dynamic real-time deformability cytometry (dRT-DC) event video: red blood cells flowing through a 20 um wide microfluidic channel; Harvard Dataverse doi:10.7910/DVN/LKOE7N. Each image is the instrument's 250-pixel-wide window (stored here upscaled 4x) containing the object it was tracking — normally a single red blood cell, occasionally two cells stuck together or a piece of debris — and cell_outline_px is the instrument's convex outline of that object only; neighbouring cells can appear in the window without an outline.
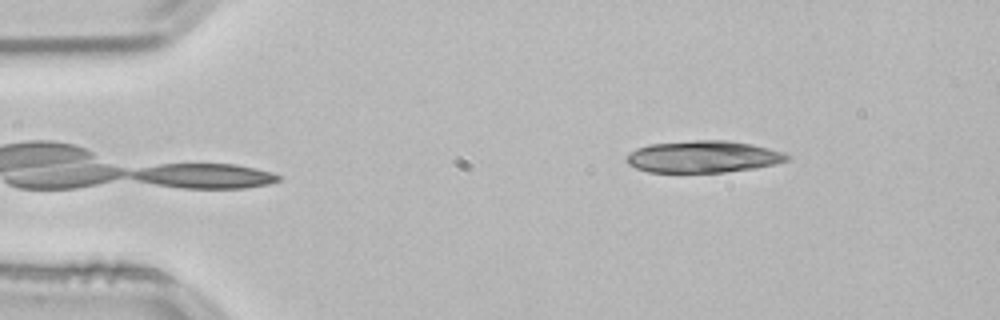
{"species": "common noctule bat (a hibernating species)", "species_latin": "Nyctalus noctula", "temperature_condition": "room temperature", "stored_images_in_passage": 46, "segment_of_instrument_passage": [1, 2], "camera_frame_rate_fps": 3000, "um_per_image_px": 0.085, "animal": {"sex": "male", "body_mass_g": 21.5, "forearm_length_mm": 52.0}, "frame": {"image": 1, "passage_image": 2, "time_ms": 0.333, "image_size_px": [1000, 320], "cell_outline_px": [[792, 156], [788, 160], [772, 164], [752, 168], [724, 172], [648, 172], [636, 168], [628, 164], [624, 160], [636, 148], [648, 144], [692, 140], [728, 140], [752, 144], [784, 152]], "centroid_in_image_um": [59.75, 13.31], "position_along_channel_um": 25.3, "area_um2": 29.82}}